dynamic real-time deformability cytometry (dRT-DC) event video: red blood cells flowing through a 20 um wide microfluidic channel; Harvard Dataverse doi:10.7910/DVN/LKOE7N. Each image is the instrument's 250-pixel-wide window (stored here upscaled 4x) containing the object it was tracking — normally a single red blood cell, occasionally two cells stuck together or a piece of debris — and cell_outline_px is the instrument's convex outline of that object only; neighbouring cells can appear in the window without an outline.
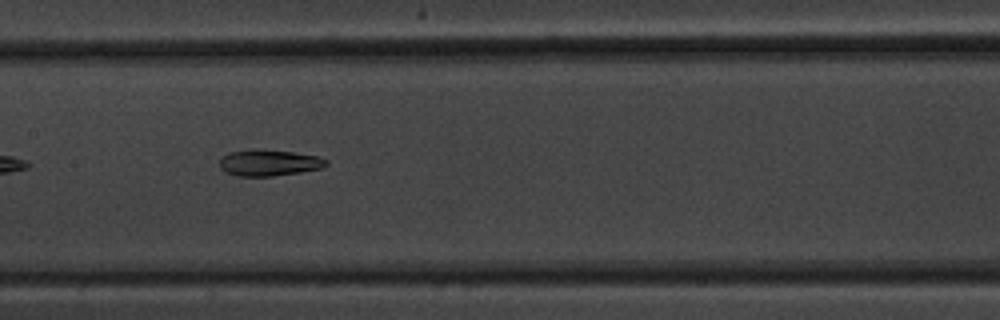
{"species": "common noctule bat (a hibernating species)", "species_latin": "Nyctalus noctula", "temperature_condition": "warm", "stored_images_in_passage": 23, "camera_frame_rate_fps": 3000, "um_per_image_px": 0.085, "animal": {"sex": "male", "body_mass_g": 20.1, "forearm_length_mm": 53.5}, "frame": {"image": 1, "passage_image": 10, "time_ms": 3.0, "image_size_px": [1000, 320], "cell_outline_px": [[328, 164], [320, 168], [300, 172], [272, 176], [236, 176], [224, 172], [220, 168], [220, 160], [228, 152], [248, 148], [252, 148], [292, 152], [320, 156], [328, 160]], "centroid_in_image_um": [22.83, 13.82], "position_along_channel_um": 184.6, "area_um2": 16.53}}
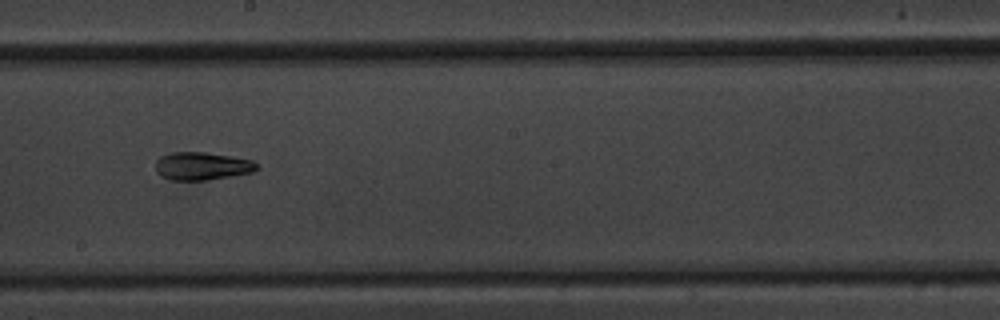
{"frame": {"image": 2, "passage_image": 14, "time_ms": 4.333, "image_size_px": [1000, 320], "cell_outline_px": [[260, 168], [252, 172], [208, 180], [172, 180], [160, 176], [156, 172], [156, 160], [160, 156], [172, 152], [204, 152], [232, 156], [252, 160]], "centroid_in_image_um": [17.15, 14.11], "position_along_channel_um": 231.0, "area_um2": 16.53}}
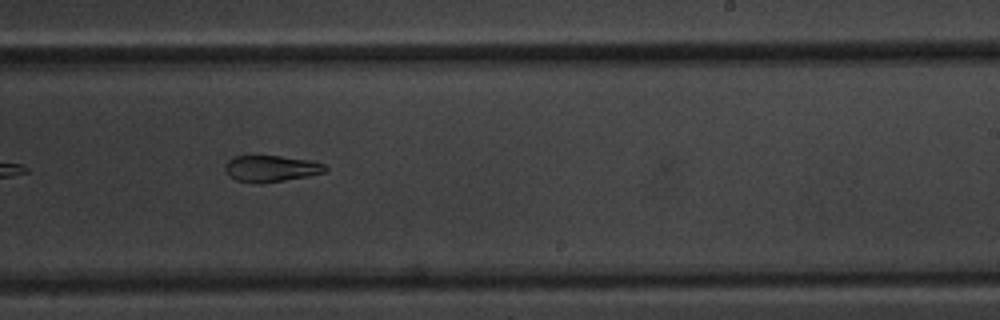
{"frame": {"image": 3, "passage_image": 17, "time_ms": 5.333, "image_size_px": [1000, 320], "cell_outline_px": [[328, 168], [324, 172], [308, 176], [260, 184], [236, 180], [224, 168], [224, 164], [228, 160], [236, 156], [280, 156], [308, 160], [324, 164]], "centroid_in_image_um": [23.04, 14.33], "position_along_channel_um": 266.0, "area_um2": 15.2}}